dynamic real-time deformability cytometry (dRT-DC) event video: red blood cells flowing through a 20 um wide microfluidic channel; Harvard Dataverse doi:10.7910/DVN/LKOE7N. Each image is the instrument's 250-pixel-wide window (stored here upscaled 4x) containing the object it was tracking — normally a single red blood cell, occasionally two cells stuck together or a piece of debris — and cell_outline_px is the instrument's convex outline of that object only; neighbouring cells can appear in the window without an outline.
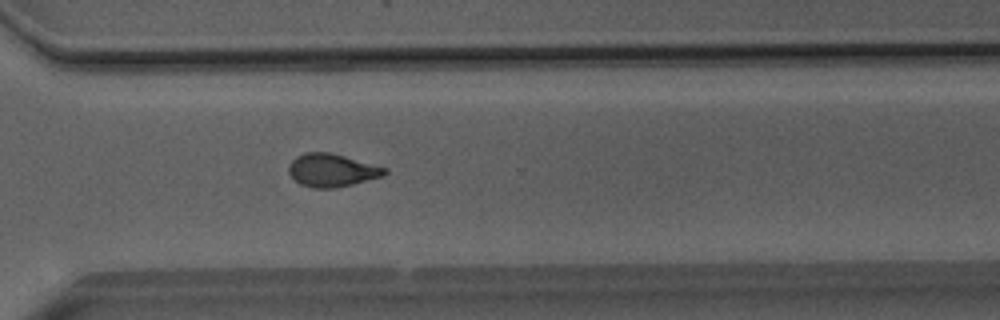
{"species": "Egyptian fruit bat (a non-hibernating species)", "species_latin": "Rousettus aegyptiacus", "temperature_condition": "room temperature", "stored_images_in_passage": 48, "camera_frame_rate_fps": 3000, "um_per_image_px": 0.085, "animal": {"sex": "male"}, "frame": {"image": 1, "passage_image": 37, "time_ms": 12.0, "image_size_px": [1000, 320], "cell_outline_px": [[388, 172], [384, 176], [336, 188], [312, 188], [300, 184], [288, 172], [288, 164], [296, 156], [304, 152], [328, 152], [344, 156], [388, 168]], "centroid_in_image_um": [28.21, 14.47], "position_along_channel_um": 342.4, "area_um2": 18.5}}
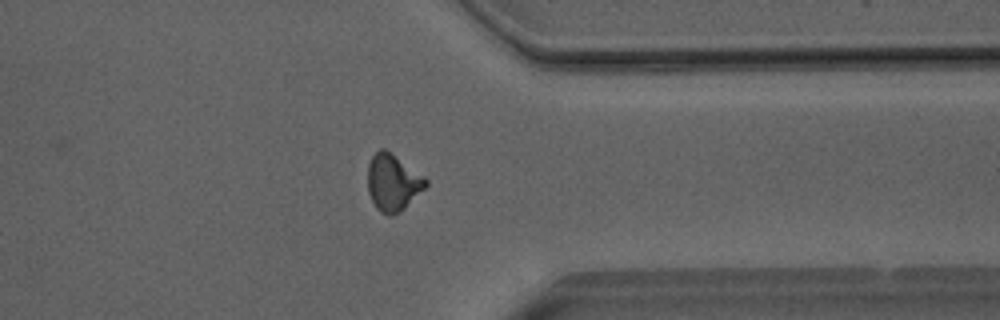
{"frame": {"image": 2, "passage_image": 40, "time_ms": 13.0, "image_size_px": [1000, 320], "cell_outline_px": [[428, 184], [404, 208], [392, 216], [388, 216], [380, 212], [376, 208], [368, 192], [368, 164], [372, 156], [380, 148], [384, 148], [424, 176], [428, 180]], "centroid_in_image_um": [33.37, 15.52], "position_along_channel_um": 378.0, "area_um2": 18.96}}
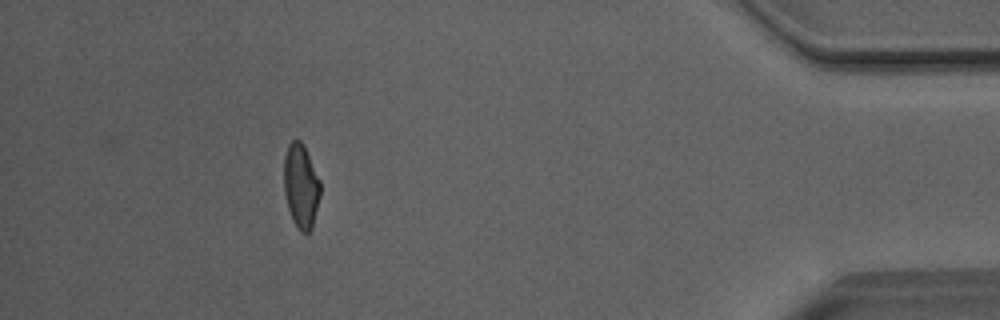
{"frame": {"image": 3, "passage_image": 46, "time_ms": 15.0, "image_size_px": [1000, 320], "cell_outline_px": [[320, 196], [312, 228], [308, 232], [300, 232], [296, 228], [292, 220], [288, 208], [284, 192], [284, 156], [288, 144], [292, 140], [300, 140], [304, 144], [320, 180]], "centroid_in_image_um": [25.58, 15.81], "position_along_channel_um": 409.6, "area_um2": 18.03}, "authors_computed_cell_mechanics": {"area_um2": 18.9006, "velocity_mm_per_s": 4.0717, "shape_relaxation_time_tau1_ms": 4.7674, "shape_relaxation_time_tau2_ms": 2.0589, "deformation_change_tau1": 0.1487, "deformation_change_tau2": 0.079}}